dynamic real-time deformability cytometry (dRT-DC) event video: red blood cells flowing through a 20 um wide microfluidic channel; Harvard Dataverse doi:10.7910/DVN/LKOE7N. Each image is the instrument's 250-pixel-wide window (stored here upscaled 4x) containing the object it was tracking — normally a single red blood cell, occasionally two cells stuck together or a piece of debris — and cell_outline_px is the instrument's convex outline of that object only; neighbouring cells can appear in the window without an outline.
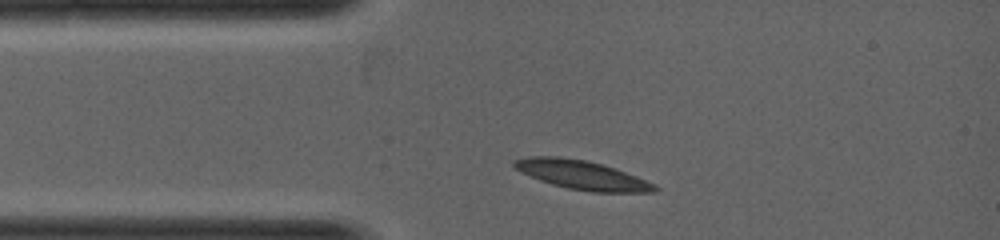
{"species": "common noctule bat (a hibernating species)", "species_latin": "Nyctalus noctula", "temperature_condition": "warm", "stored_images_in_passage": 25, "camera_frame_rate_fps": 5000, "um_per_image_px": 0.085, "animal": {"sex": "female", "body_mass_g": 19.0, "forearm_length_mm": 53.3}, "frame": {"image": 1, "passage_image": 1, "time_ms": 0.0, "image_size_px": [1000, 240], "cell_outline_px": [[660, 188], [656, 192], [592, 192], [568, 188], [552, 184], [540, 180], [520, 172], [512, 164], [512, 160], [528, 156], [556, 156], [584, 160], [616, 168], [656, 184]], "centroid_in_image_um": [49.47, 14.87], "position_along_channel_um": 35.5, "area_um2": 23.7}}
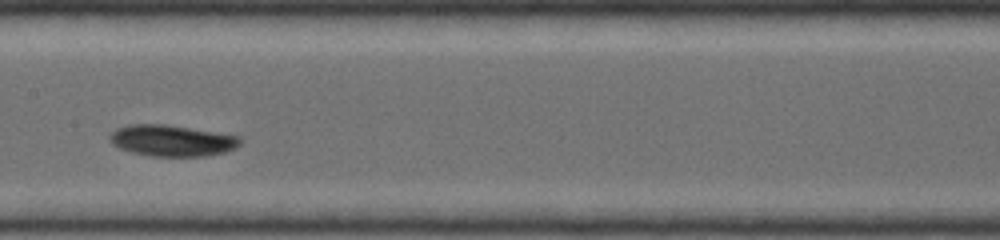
{"frame": {"image": 2, "passage_image": 11, "time_ms": 2.0, "image_size_px": [1000, 240], "cell_outline_px": [[240, 144], [236, 148], [224, 152], [204, 156], [152, 156], [132, 152], [120, 148], [112, 144], [108, 140], [108, 136], [116, 128], [128, 124], [164, 124], [240, 136]], "centroid_in_image_um": [14.57, 11.94], "position_along_channel_um": 192.8, "area_um2": 23.7}}
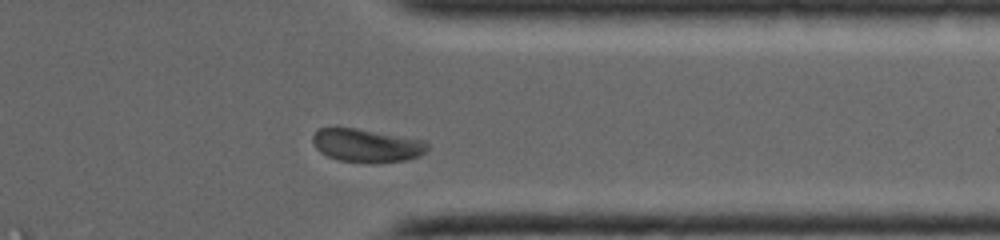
{"frame": {"image": 3, "passage_image": 22, "time_ms": 4.2, "image_size_px": [1000, 240], "cell_outline_px": [[428, 148], [420, 156], [408, 160], [372, 164], [368, 164], [340, 160], [328, 156], [320, 152], [316, 148], [312, 140], [312, 136], [316, 128], [356, 128], [424, 140], [428, 144]], "centroid_in_image_um": [31.17, 12.38], "position_along_channel_um": 380.2, "area_um2": 22.48}}